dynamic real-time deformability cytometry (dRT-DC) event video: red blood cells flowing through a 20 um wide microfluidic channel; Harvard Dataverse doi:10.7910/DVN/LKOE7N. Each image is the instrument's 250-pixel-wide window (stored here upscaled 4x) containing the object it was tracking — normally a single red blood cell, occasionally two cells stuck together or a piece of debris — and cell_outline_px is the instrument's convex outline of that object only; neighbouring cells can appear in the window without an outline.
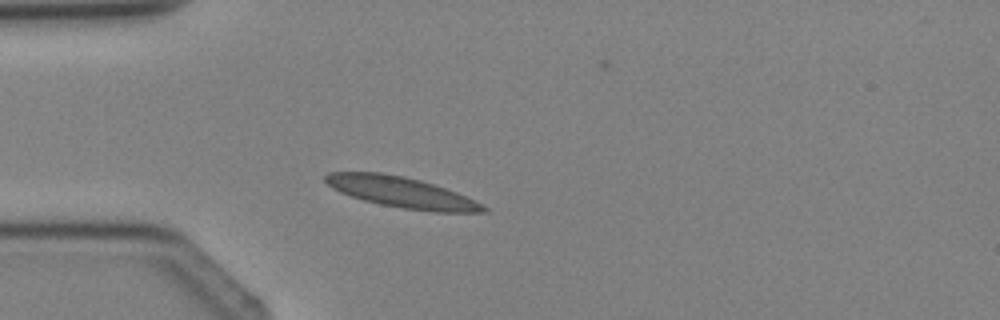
{"species": "Egyptian fruit bat (a non-hibernating species)", "species_latin": "Rousettus aegyptiacus", "temperature_condition": "cold", "stored_images_in_passage": 1, "camera_frame_rate_fps": 3000, "um_per_image_px": 0.085, "animal": {"sex": "female"}, "frame": {"image": 1, "passage_image": 1, "time_ms": 0.0, "image_size_px": [1000, 320], "cell_outline_px": [[488, 212], [432, 212], [404, 208], [380, 204], [364, 200], [340, 192], [332, 188], [324, 180], [324, 176], [328, 172], [380, 172], [404, 176], [420, 180], [456, 192], [488, 208]], "centroid_in_image_um": [34.09, 16.34], "position_along_channel_um": 50.9, "area_um2": 27.92}}